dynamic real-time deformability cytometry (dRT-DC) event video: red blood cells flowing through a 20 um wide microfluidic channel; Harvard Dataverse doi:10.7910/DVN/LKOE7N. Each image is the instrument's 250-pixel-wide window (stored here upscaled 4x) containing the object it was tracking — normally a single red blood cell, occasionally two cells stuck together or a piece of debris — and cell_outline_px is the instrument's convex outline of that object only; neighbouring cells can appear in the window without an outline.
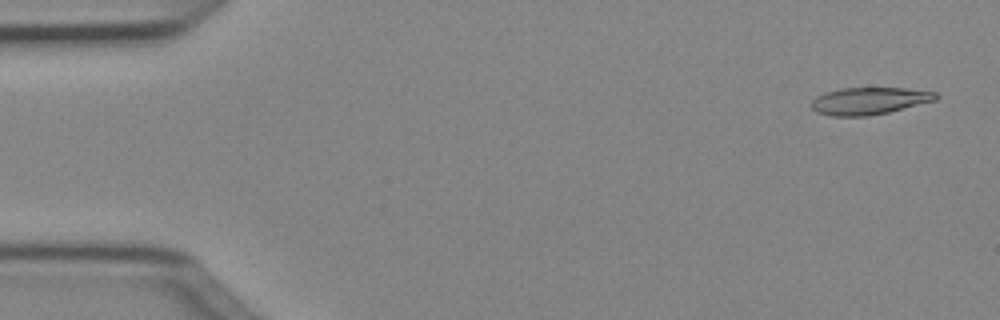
{"species": "Egyptian fruit bat (a non-hibernating species)", "species_latin": "Rousettus aegyptiacus", "temperature_condition": "cold", "stored_images_in_passage": 4, "camera_frame_rate_fps": 3000, "um_per_image_px": 0.085, "animal": {"sex": "female"}, "frame": {"image": 1, "passage_image": 1, "time_ms": 0.0, "image_size_px": [1000, 320], "cell_outline_px": [[940, 96], [936, 100], [888, 112], [868, 116], [832, 116], [816, 112], [812, 108], [812, 100], [816, 96], [824, 92], [840, 88], [904, 88], [936, 92]], "centroid_in_image_um": [73.87, 8.57], "position_along_channel_um": 11.1, "area_um2": 19.71}}
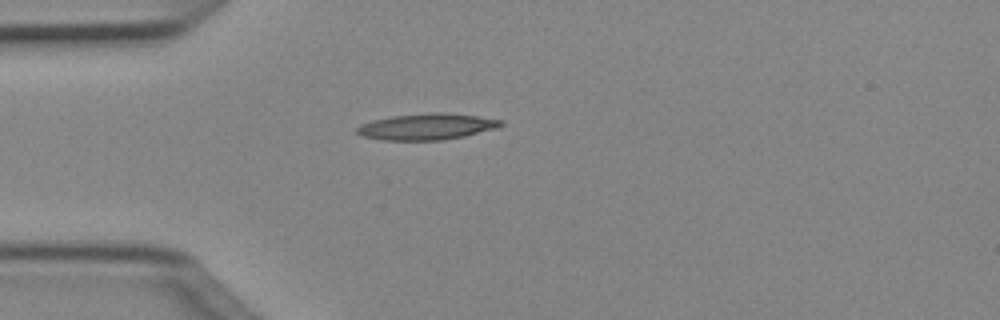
{"frame": {"image": 2, "passage_image": 4, "time_ms": 1.0, "image_size_px": [1000, 320], "cell_outline_px": [[504, 124], [496, 128], [464, 136], [444, 140], [380, 140], [360, 136], [356, 132], [356, 128], [360, 124], [372, 120], [392, 116], [432, 112], [436, 112], [476, 116], [504, 120]], "centroid_in_image_um": [36.23, 10.77], "position_along_channel_um": 48.8, "area_um2": 22.02}}